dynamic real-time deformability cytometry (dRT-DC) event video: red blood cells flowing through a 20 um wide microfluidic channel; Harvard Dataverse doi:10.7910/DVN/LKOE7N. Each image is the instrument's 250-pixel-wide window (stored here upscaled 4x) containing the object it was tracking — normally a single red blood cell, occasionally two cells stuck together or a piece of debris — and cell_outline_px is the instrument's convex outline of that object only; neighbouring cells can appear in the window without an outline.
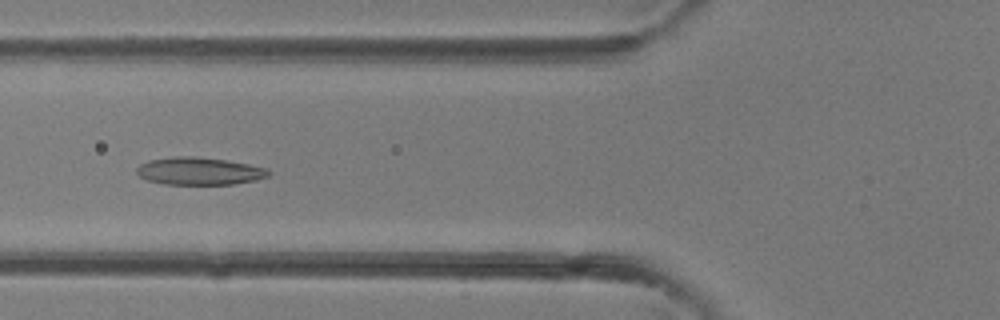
{"species": "common noctule bat (a hibernating species)", "species_latin": "Nyctalus noctula", "temperature_condition": "room temperature", "stored_images_in_passage": 40, "camera_frame_rate_fps": 3000, "um_per_image_px": 0.085, "animal": {"sex": "female"}, "frame": {"image": 1, "passage_image": 16, "time_ms": 5.0, "image_size_px": [1000, 320], "cell_outline_px": [[272, 172], [268, 176], [256, 180], [232, 184], [164, 184], [148, 180], [140, 176], [136, 172], [136, 168], [140, 164], [148, 160], [172, 156], [192, 156], [228, 160], [268, 168]], "centroid_in_image_um": [16.95, 14.53], "position_along_channel_um": 108.9, "area_um2": 21.27}}
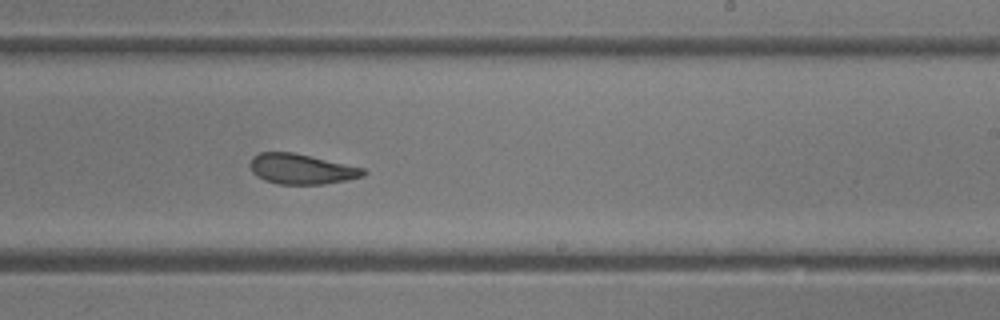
{"frame": {"image": 2, "passage_image": 25, "time_ms": 8.0, "image_size_px": [1000, 320], "cell_outline_px": [[368, 172], [364, 176], [348, 180], [324, 184], [280, 184], [264, 180], [256, 176], [252, 172], [252, 156], [260, 152], [292, 152], [364, 168]], "centroid_in_image_um": [25.65, 14.37], "position_along_channel_um": 263.4, "area_um2": 19.83}}
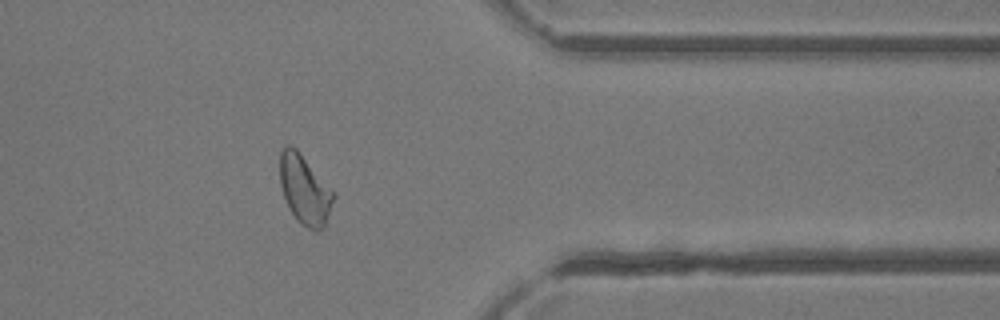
{"frame": {"image": 3, "passage_image": 33, "time_ms": 10.667, "image_size_px": [1000, 320], "cell_outline_px": [[336, 196], [324, 228], [316, 232], [300, 224], [296, 220], [284, 196], [280, 184], [280, 152], [288, 144], [292, 144], [300, 152], [336, 192]], "centroid_in_image_um": [25.94, 16.12], "position_along_channel_um": 385.5, "area_um2": 21.96}}